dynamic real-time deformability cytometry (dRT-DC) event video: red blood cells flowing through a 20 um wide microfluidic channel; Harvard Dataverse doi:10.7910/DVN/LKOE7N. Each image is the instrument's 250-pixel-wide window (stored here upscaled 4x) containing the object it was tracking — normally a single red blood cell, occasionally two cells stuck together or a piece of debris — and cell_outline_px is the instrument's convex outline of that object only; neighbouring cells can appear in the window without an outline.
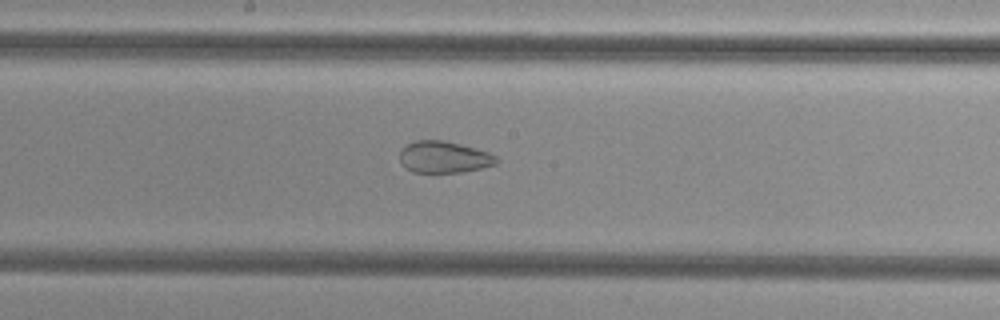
{"species": "common noctule bat (a hibernating species)", "species_latin": "Nyctalus noctula", "temperature_condition": "cold", "stored_images_in_passage": 51, "camera_frame_rate_fps": 3000, "um_per_image_px": 0.085, "animal": {"sex": "female", "body_mass_g": 29.2, "forearm_length_mm": 56.3}, "frame": {"image": 1, "passage_image": 26, "time_ms": 8.333, "image_size_px": [1000, 320], "cell_outline_px": [[500, 160], [496, 164], [464, 172], [412, 172], [400, 164], [400, 152], [408, 144], [416, 140], [444, 140], [476, 148], [488, 152], [496, 156]], "centroid_in_image_um": [37.75, 13.35], "position_along_channel_um": 210.5, "area_um2": 17.86}}
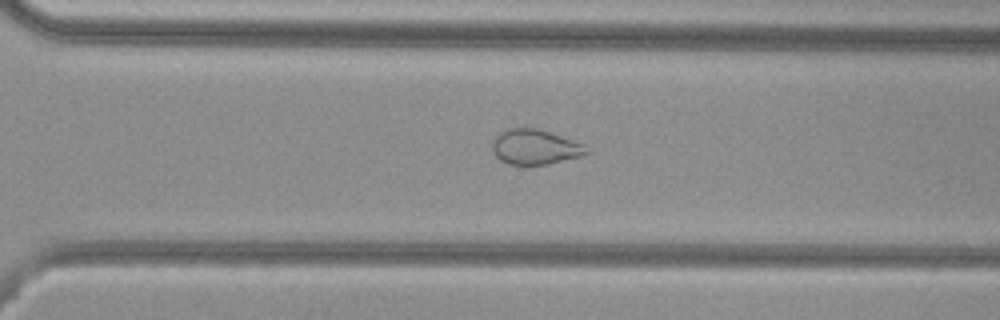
{"frame": {"image": 2, "passage_image": 35, "time_ms": 11.333, "image_size_px": [1000, 320], "cell_outline_px": [[592, 152], [580, 156], [548, 164], [508, 164], [500, 160], [492, 152], [492, 140], [500, 132], [508, 128], [540, 128], [584, 144]], "centroid_in_image_um": [45.48, 12.48], "position_along_channel_um": 325.1, "area_um2": 19.36}}
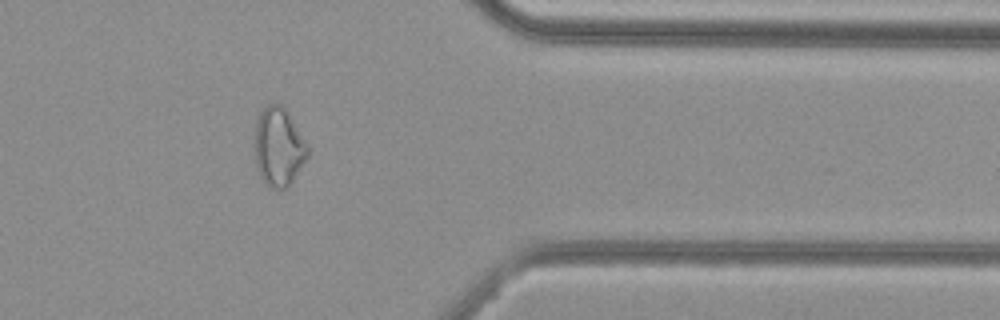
{"frame": {"image": 3, "passage_image": 41, "time_ms": 13.333, "image_size_px": [1000, 320], "cell_outline_px": [[312, 152], [288, 188], [268, 188], [264, 184], [256, 168], [256, 120], [260, 112], [268, 104], [280, 104], [288, 112], [308, 144]], "centroid_in_image_um": [23.73, 12.53], "position_along_channel_um": 387.7, "area_um2": 24.57}, "authors_computed_cell_mechanics": {"area_um2": 25.432, "velocity_mm_per_s": 3.834, "shape_relaxation_time_tau1_ms": null, "shape_relaxation_time_tau2_ms": 1.644, "deformation_change_tau1": null, "deformation_change_tau2": 0.0701}}